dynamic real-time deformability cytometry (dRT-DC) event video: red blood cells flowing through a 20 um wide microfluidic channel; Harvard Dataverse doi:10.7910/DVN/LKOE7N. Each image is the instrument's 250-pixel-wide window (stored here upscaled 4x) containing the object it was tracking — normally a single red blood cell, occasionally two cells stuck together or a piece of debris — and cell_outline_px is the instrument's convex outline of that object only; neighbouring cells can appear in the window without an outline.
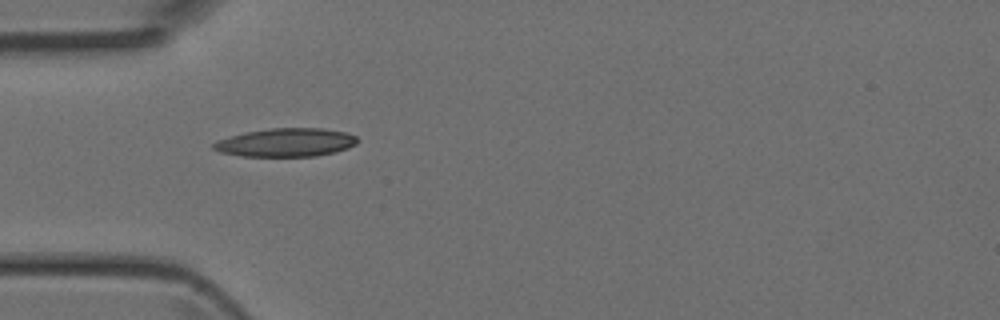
{"species": "Egyptian fruit bat (a non-hibernating species)", "species_latin": "Rousettus aegyptiacus", "temperature_condition": "room temperature", "stored_images_in_passage": 2, "camera_frame_rate_fps": 3000, "um_per_image_px": 0.085, "animal": {"sex": "female"}, "frame": {"image": 1, "passage_image": 1, "time_ms": 0.0, "image_size_px": [1000, 320], "cell_outline_px": [[356, 144], [348, 148], [336, 152], [316, 156], [240, 156], [220, 152], [212, 148], [212, 144], [216, 140], [244, 132], [272, 128], [320, 128], [344, 132], [356, 136]], "centroid_in_image_um": [24.27, 12.11], "position_along_channel_um": 60.7, "area_um2": 23.81}}
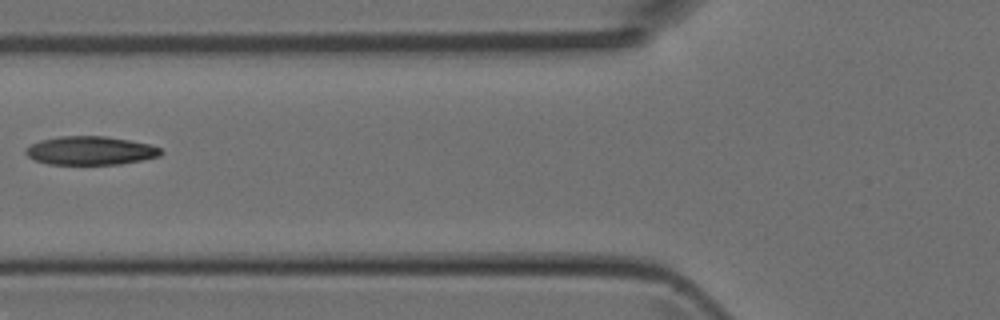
{"frame": {"image": 2, "passage_image": 2, "time_ms": 0.333, "image_size_px": [1000, 320], "cell_outline_px": [[164, 152], [160, 156], [120, 164], [48, 164], [36, 160], [28, 156], [24, 152], [32, 144], [40, 140], [60, 136], [104, 136], [128, 140], [148, 144], [160, 148]], "centroid_in_image_um": [7.69, 12.8], "position_along_channel_um": 118.1, "area_um2": 22.25}}